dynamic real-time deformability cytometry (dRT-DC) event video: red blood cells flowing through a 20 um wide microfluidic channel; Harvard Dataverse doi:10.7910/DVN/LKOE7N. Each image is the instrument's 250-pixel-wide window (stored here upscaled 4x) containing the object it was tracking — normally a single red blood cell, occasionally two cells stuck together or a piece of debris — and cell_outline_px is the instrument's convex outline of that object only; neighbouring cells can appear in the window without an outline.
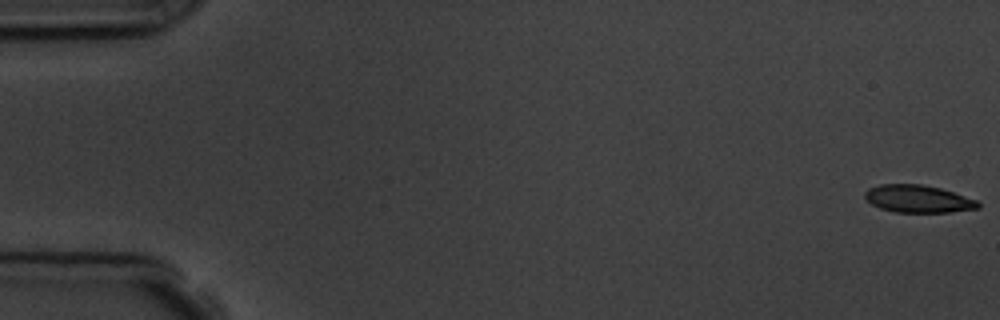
{"species": "common noctule bat (a hibernating species)", "species_latin": "Nyctalus noctula", "temperature_condition": "room temperature", "stored_images_in_passage": 3, "camera_frame_rate_fps": 3000, "um_per_image_px": 0.085, "animal": {"sex": "male", "body_mass_g": 19.5, "forearm_length_mm": 54.6}, "frame": {"image": 1, "passage_image": 1, "time_ms": 0.0, "image_size_px": [1000, 320], "cell_outline_px": [[980, 208], [948, 212], [896, 212], [880, 208], [872, 204], [864, 196], [864, 192], [868, 188], [880, 184], [920, 184], [940, 188], [976, 200], [980, 204]], "centroid_in_image_um": [78.01, 16.9], "position_along_channel_um": 7.0, "area_um2": 17.98}}